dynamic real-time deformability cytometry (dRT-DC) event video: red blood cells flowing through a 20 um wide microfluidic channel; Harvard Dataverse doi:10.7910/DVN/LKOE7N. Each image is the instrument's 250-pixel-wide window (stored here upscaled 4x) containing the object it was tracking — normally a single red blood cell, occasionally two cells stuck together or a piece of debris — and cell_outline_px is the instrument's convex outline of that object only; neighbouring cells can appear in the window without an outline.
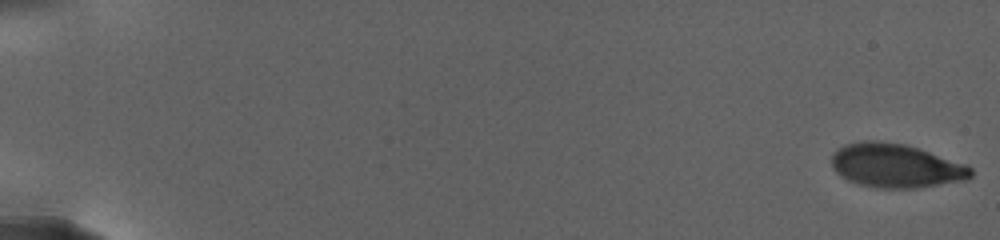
{"species": "human", "species_latin": "Homo sapiens", "temperature_condition": "warm", "stored_images_in_passage": 39, "camera_frame_rate_fps": 3000, "um_per_image_px": 0.085, "donor": {"sex": "female"}, "frame": {"image": 1, "passage_image": 1, "time_ms": 0.0, "image_size_px": [1000, 240], "cell_outline_px": [[972, 176], [968, 180], [920, 188], [876, 188], [860, 184], [848, 180], [840, 176], [832, 168], [832, 152], [844, 144], [864, 140], [880, 140], [904, 144], [968, 164], [972, 168]], "centroid_in_image_um": [76.15, 14.09], "position_along_channel_um": 8.8, "area_um2": 36.07}}
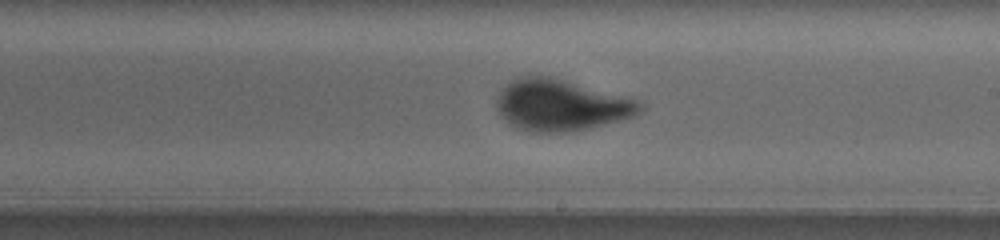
{"frame": {"image": 2, "passage_image": 23, "time_ms": 17.0, "image_size_px": [1000, 240], "cell_outline_px": [[644, 108], [640, 112], [632, 116], [588, 128], [564, 132], [532, 132], [516, 128], [500, 116], [496, 108], [496, 100], [500, 92], [512, 80], [524, 76], [548, 76], [636, 100]], "centroid_in_image_um": [47.6, 8.95], "position_along_channel_um": 241.4, "area_um2": 41.85}}
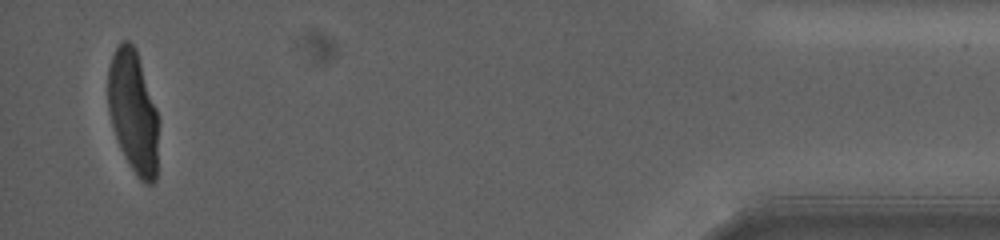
{"frame": {"image": 3, "passage_image": 39, "time_ms": 27.0, "image_size_px": [1000, 240], "cell_outline_px": [[156, 180], [152, 184], [144, 184], [140, 180], [124, 156], [120, 148], [112, 128], [108, 112], [108, 68], [112, 56], [120, 40], [128, 40], [136, 48], [156, 108]], "centroid_in_image_um": [11.28, 9.46], "position_along_channel_um": 423.9, "area_um2": 35.72}, "authors_computed_cell_mechanics": {"area_um2": 38.8994, "velocity_mm_per_s": 2.523, "shape_relaxation_time_tau1_ms": 4.4649, "shape_relaxation_time_tau2_ms": null, "deformation_change_tau1": 0.1729, "deformation_change_tau2": null}}